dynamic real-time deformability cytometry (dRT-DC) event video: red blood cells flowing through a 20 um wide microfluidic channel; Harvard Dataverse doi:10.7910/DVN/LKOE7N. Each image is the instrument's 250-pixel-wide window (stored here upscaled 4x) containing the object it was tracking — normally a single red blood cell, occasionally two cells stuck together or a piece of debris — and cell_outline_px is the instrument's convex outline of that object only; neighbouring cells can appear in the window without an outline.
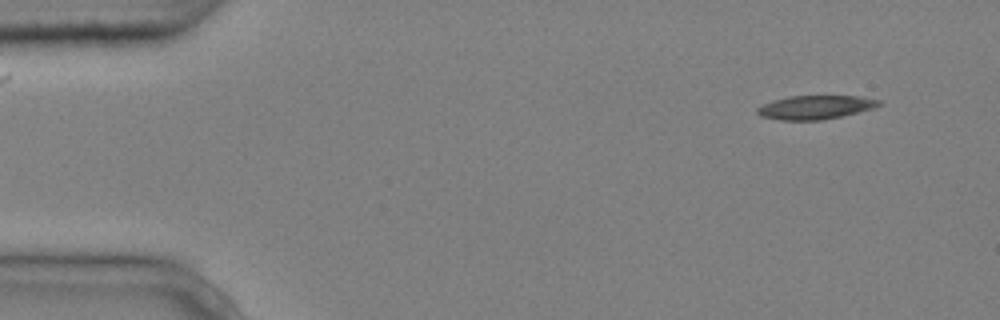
{"species": "common noctule bat (a hibernating species)", "species_latin": "Nyctalus noctula", "temperature_condition": "cold", "stored_images_in_passage": 2, "camera_frame_rate_fps": 3000, "um_per_image_px": 0.085, "animal": {"sex": "male", "body_mass_g": 20.4}, "frame": {"image": 1, "passage_image": 2, "time_ms": 0.333, "image_size_px": [1000, 320], "cell_outline_px": [[880, 104], [872, 108], [824, 120], [780, 120], [760, 116], [756, 112], [756, 108], [772, 100], [788, 96], [860, 96], [880, 100]], "centroid_in_image_um": [69.24, 9.12], "position_along_channel_um": 15.8, "area_um2": 16.7}}